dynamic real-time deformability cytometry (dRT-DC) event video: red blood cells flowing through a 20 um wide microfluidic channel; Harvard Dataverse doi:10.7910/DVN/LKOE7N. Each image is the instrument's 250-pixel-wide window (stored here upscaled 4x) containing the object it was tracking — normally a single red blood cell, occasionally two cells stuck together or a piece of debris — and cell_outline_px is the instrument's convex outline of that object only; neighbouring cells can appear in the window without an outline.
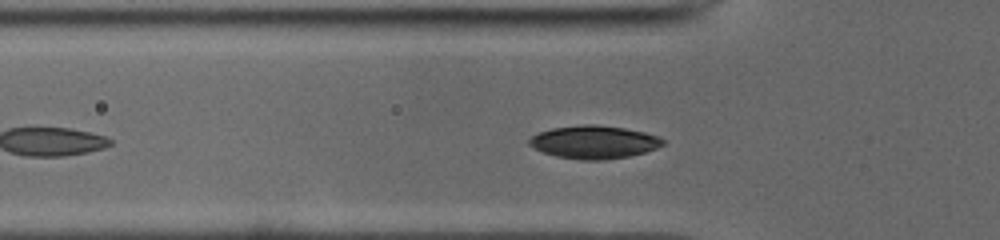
{"species": "common noctule bat (a hibernating species)", "species_latin": "Nyctalus noctula", "temperature_condition": "cold", "stored_images_in_passage": 39, "camera_frame_rate_fps": 3000, "um_per_image_px": 0.085, "animal": {"sex": "male", "body_mass_g": 19.0, "forearm_length_mm": 50.8}, "frame": {"image": 1, "passage_image": 7, "time_ms": 2.0, "image_size_px": [1000, 240], "cell_outline_px": [[664, 144], [656, 148], [644, 152], [628, 156], [600, 160], [580, 160], [556, 156], [544, 152], [528, 144], [528, 140], [532, 136], [540, 132], [552, 128], [584, 124], [592, 124], [624, 128], [644, 132], [660, 136], [664, 140]], "centroid_in_image_um": [50.5, 12.07], "position_along_channel_um": 75.3, "area_um2": 25.49}}
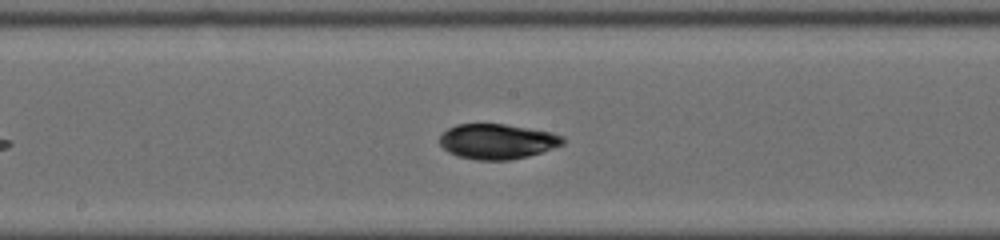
{"frame": {"image": 2, "passage_image": 17, "time_ms": 5.333, "image_size_px": [1000, 240], "cell_outline_px": [[564, 144], [528, 156], [508, 160], [476, 160], [456, 156], [448, 152], [440, 144], [440, 136], [448, 128], [456, 124], [504, 124], [548, 132], [564, 136]], "centroid_in_image_um": [42.23, 12.03], "position_along_channel_um": 206.0, "area_um2": 25.03}}
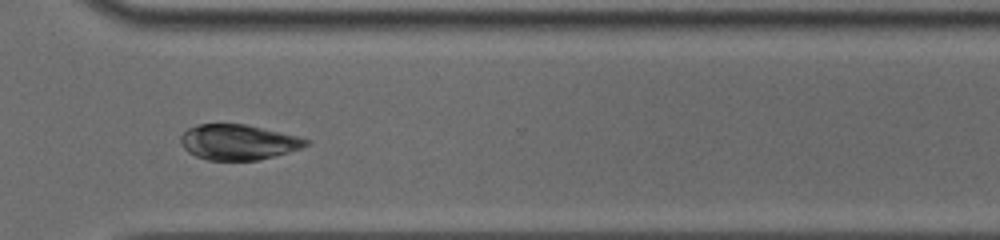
{"frame": {"image": 3, "passage_image": 28, "time_ms": 9.0, "image_size_px": [1000, 240], "cell_outline_px": [[312, 144], [304, 148], [256, 160], [208, 160], [196, 156], [188, 152], [184, 148], [180, 140], [180, 136], [188, 128], [196, 124], [244, 124], [296, 136], [312, 140]], "centroid_in_image_um": [20.26, 12.08], "position_along_channel_um": 350.3, "area_um2": 25.72}, "authors_computed_cell_mechanics": {"area_um2": 25.4898, "velocity_mm_per_s": 3.917, "shape_relaxation_time_tau1_ms": 1.6191, "shape_relaxation_time_tau2_ms": 5.4464, "deformation_change_tau1": 0.0376, "deformation_change_tau2": 0.114}}